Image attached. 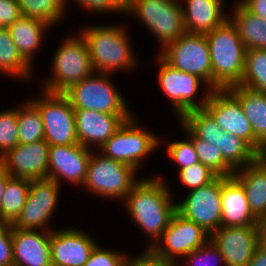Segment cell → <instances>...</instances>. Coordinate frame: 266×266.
I'll return each instance as SVG.
<instances>
[{"mask_svg": "<svg viewBox=\"0 0 266 266\" xmlns=\"http://www.w3.org/2000/svg\"><path fill=\"white\" fill-rule=\"evenodd\" d=\"M163 181L159 177L142 178L125 198L124 205L132 219L151 237L153 243H149L148 249L159 240L177 212L170 187Z\"/></svg>", "mask_w": 266, "mask_h": 266, "instance_id": "obj_1", "label": "cell"}, {"mask_svg": "<svg viewBox=\"0 0 266 266\" xmlns=\"http://www.w3.org/2000/svg\"><path fill=\"white\" fill-rule=\"evenodd\" d=\"M212 66V90L228 89L242 80L246 48L236 26L228 18L205 34Z\"/></svg>", "mask_w": 266, "mask_h": 266, "instance_id": "obj_2", "label": "cell"}, {"mask_svg": "<svg viewBox=\"0 0 266 266\" xmlns=\"http://www.w3.org/2000/svg\"><path fill=\"white\" fill-rule=\"evenodd\" d=\"M81 35L87 43L95 72L111 74L116 70L135 67L136 59L130 47L127 31L123 27H87Z\"/></svg>", "mask_w": 266, "mask_h": 266, "instance_id": "obj_3", "label": "cell"}, {"mask_svg": "<svg viewBox=\"0 0 266 266\" xmlns=\"http://www.w3.org/2000/svg\"><path fill=\"white\" fill-rule=\"evenodd\" d=\"M61 43L52 61L53 77L43 83V91L64 93L72 85L95 73L87 43L81 34L73 38L70 36Z\"/></svg>", "mask_w": 266, "mask_h": 266, "instance_id": "obj_4", "label": "cell"}, {"mask_svg": "<svg viewBox=\"0 0 266 266\" xmlns=\"http://www.w3.org/2000/svg\"><path fill=\"white\" fill-rule=\"evenodd\" d=\"M110 74H92L72 85L63 94L74 110H94L111 115H131L122 94L114 87Z\"/></svg>", "mask_w": 266, "mask_h": 266, "instance_id": "obj_5", "label": "cell"}, {"mask_svg": "<svg viewBox=\"0 0 266 266\" xmlns=\"http://www.w3.org/2000/svg\"><path fill=\"white\" fill-rule=\"evenodd\" d=\"M137 16L165 48L187 33L177 0H127L126 12Z\"/></svg>", "mask_w": 266, "mask_h": 266, "instance_id": "obj_6", "label": "cell"}, {"mask_svg": "<svg viewBox=\"0 0 266 266\" xmlns=\"http://www.w3.org/2000/svg\"><path fill=\"white\" fill-rule=\"evenodd\" d=\"M136 170L133 166L102 154L100 157L91 155L86 179L83 183L95 195L101 197L119 198L125 200L127 194L140 181L135 178Z\"/></svg>", "mask_w": 266, "mask_h": 266, "instance_id": "obj_7", "label": "cell"}, {"mask_svg": "<svg viewBox=\"0 0 266 266\" xmlns=\"http://www.w3.org/2000/svg\"><path fill=\"white\" fill-rule=\"evenodd\" d=\"M41 99L30 101L38 108L44 127V140L50 145H72L78 143L75 112L63 93L44 91Z\"/></svg>", "mask_w": 266, "mask_h": 266, "instance_id": "obj_8", "label": "cell"}, {"mask_svg": "<svg viewBox=\"0 0 266 266\" xmlns=\"http://www.w3.org/2000/svg\"><path fill=\"white\" fill-rule=\"evenodd\" d=\"M159 55L172 67L200 77L212 89V66L205 34L185 33Z\"/></svg>", "mask_w": 266, "mask_h": 266, "instance_id": "obj_9", "label": "cell"}, {"mask_svg": "<svg viewBox=\"0 0 266 266\" xmlns=\"http://www.w3.org/2000/svg\"><path fill=\"white\" fill-rule=\"evenodd\" d=\"M133 115L100 148L103 156L133 166L136 170L158 145V138L141 129L134 122Z\"/></svg>", "mask_w": 266, "mask_h": 266, "instance_id": "obj_10", "label": "cell"}, {"mask_svg": "<svg viewBox=\"0 0 266 266\" xmlns=\"http://www.w3.org/2000/svg\"><path fill=\"white\" fill-rule=\"evenodd\" d=\"M209 240L210 234L201 226L176 212L162 236L149 249L158 257L176 263Z\"/></svg>", "mask_w": 266, "mask_h": 266, "instance_id": "obj_11", "label": "cell"}, {"mask_svg": "<svg viewBox=\"0 0 266 266\" xmlns=\"http://www.w3.org/2000/svg\"><path fill=\"white\" fill-rule=\"evenodd\" d=\"M226 176H217L209 184L189 191L177 204V212L201 226L208 234L221 228V191Z\"/></svg>", "mask_w": 266, "mask_h": 266, "instance_id": "obj_12", "label": "cell"}, {"mask_svg": "<svg viewBox=\"0 0 266 266\" xmlns=\"http://www.w3.org/2000/svg\"><path fill=\"white\" fill-rule=\"evenodd\" d=\"M158 58L157 60L160 61L158 82L163 92L172 101L171 104L178 118L180 119L188 111L203 109L212 89L207 87L205 97H202L200 103H196L194 98L203 80L196 75L172 67L160 55Z\"/></svg>", "mask_w": 266, "mask_h": 266, "instance_id": "obj_13", "label": "cell"}, {"mask_svg": "<svg viewBox=\"0 0 266 266\" xmlns=\"http://www.w3.org/2000/svg\"><path fill=\"white\" fill-rule=\"evenodd\" d=\"M59 189L60 185L48 178L30 181L28 196L20 216L11 226L25 230L47 226L59 201Z\"/></svg>", "mask_w": 266, "mask_h": 266, "instance_id": "obj_14", "label": "cell"}, {"mask_svg": "<svg viewBox=\"0 0 266 266\" xmlns=\"http://www.w3.org/2000/svg\"><path fill=\"white\" fill-rule=\"evenodd\" d=\"M222 130L245 140L255 150V137L240 101L228 89L212 90L204 107Z\"/></svg>", "mask_w": 266, "mask_h": 266, "instance_id": "obj_15", "label": "cell"}, {"mask_svg": "<svg viewBox=\"0 0 266 266\" xmlns=\"http://www.w3.org/2000/svg\"><path fill=\"white\" fill-rule=\"evenodd\" d=\"M260 226L221 227L210 235L211 242L220 250L224 266H248L259 245Z\"/></svg>", "mask_w": 266, "mask_h": 266, "instance_id": "obj_16", "label": "cell"}, {"mask_svg": "<svg viewBox=\"0 0 266 266\" xmlns=\"http://www.w3.org/2000/svg\"><path fill=\"white\" fill-rule=\"evenodd\" d=\"M49 146L45 140L18 144L0 158V165L14 178L30 181L46 179Z\"/></svg>", "mask_w": 266, "mask_h": 266, "instance_id": "obj_17", "label": "cell"}, {"mask_svg": "<svg viewBox=\"0 0 266 266\" xmlns=\"http://www.w3.org/2000/svg\"><path fill=\"white\" fill-rule=\"evenodd\" d=\"M92 149L79 143L49 146L48 179L60 185V179L82 186L87 174ZM82 184V185H80Z\"/></svg>", "mask_w": 266, "mask_h": 266, "instance_id": "obj_18", "label": "cell"}, {"mask_svg": "<svg viewBox=\"0 0 266 266\" xmlns=\"http://www.w3.org/2000/svg\"><path fill=\"white\" fill-rule=\"evenodd\" d=\"M98 245L89 234L78 229L50 231L52 266H83Z\"/></svg>", "mask_w": 266, "mask_h": 266, "instance_id": "obj_19", "label": "cell"}, {"mask_svg": "<svg viewBox=\"0 0 266 266\" xmlns=\"http://www.w3.org/2000/svg\"><path fill=\"white\" fill-rule=\"evenodd\" d=\"M50 231L12 227L13 266H52Z\"/></svg>", "mask_w": 266, "mask_h": 266, "instance_id": "obj_20", "label": "cell"}, {"mask_svg": "<svg viewBox=\"0 0 266 266\" xmlns=\"http://www.w3.org/2000/svg\"><path fill=\"white\" fill-rule=\"evenodd\" d=\"M74 112L78 143L88 149H91L92 143L101 148L125 120L132 116L111 115L94 110H74Z\"/></svg>", "mask_w": 266, "mask_h": 266, "instance_id": "obj_21", "label": "cell"}, {"mask_svg": "<svg viewBox=\"0 0 266 266\" xmlns=\"http://www.w3.org/2000/svg\"><path fill=\"white\" fill-rule=\"evenodd\" d=\"M221 227L260 226L261 221L252 213L242 184L234 177L222 182Z\"/></svg>", "mask_w": 266, "mask_h": 266, "instance_id": "obj_22", "label": "cell"}, {"mask_svg": "<svg viewBox=\"0 0 266 266\" xmlns=\"http://www.w3.org/2000/svg\"><path fill=\"white\" fill-rule=\"evenodd\" d=\"M240 101L244 114L251 124L255 137V151L266 155V93L254 91L241 85L228 88Z\"/></svg>", "mask_w": 266, "mask_h": 266, "instance_id": "obj_23", "label": "cell"}, {"mask_svg": "<svg viewBox=\"0 0 266 266\" xmlns=\"http://www.w3.org/2000/svg\"><path fill=\"white\" fill-rule=\"evenodd\" d=\"M233 176L242 184L252 213L266 220V155L234 172Z\"/></svg>", "mask_w": 266, "mask_h": 266, "instance_id": "obj_24", "label": "cell"}, {"mask_svg": "<svg viewBox=\"0 0 266 266\" xmlns=\"http://www.w3.org/2000/svg\"><path fill=\"white\" fill-rule=\"evenodd\" d=\"M185 4L182 12L187 33L206 34L229 18L222 11V0H186Z\"/></svg>", "mask_w": 266, "mask_h": 266, "instance_id": "obj_25", "label": "cell"}, {"mask_svg": "<svg viewBox=\"0 0 266 266\" xmlns=\"http://www.w3.org/2000/svg\"><path fill=\"white\" fill-rule=\"evenodd\" d=\"M49 26L51 27L50 24L43 20L21 16L8 27L14 44L31 65L33 62V53L39 49L43 39L42 35L47 28H50Z\"/></svg>", "mask_w": 266, "mask_h": 266, "instance_id": "obj_26", "label": "cell"}, {"mask_svg": "<svg viewBox=\"0 0 266 266\" xmlns=\"http://www.w3.org/2000/svg\"><path fill=\"white\" fill-rule=\"evenodd\" d=\"M229 19L236 26L245 48L266 50V20L247 11L239 2Z\"/></svg>", "mask_w": 266, "mask_h": 266, "instance_id": "obj_27", "label": "cell"}, {"mask_svg": "<svg viewBox=\"0 0 266 266\" xmlns=\"http://www.w3.org/2000/svg\"><path fill=\"white\" fill-rule=\"evenodd\" d=\"M213 145L220 149L224 161L234 171L253 163L260 156L245 140L224 130L218 134Z\"/></svg>", "mask_w": 266, "mask_h": 266, "instance_id": "obj_28", "label": "cell"}, {"mask_svg": "<svg viewBox=\"0 0 266 266\" xmlns=\"http://www.w3.org/2000/svg\"><path fill=\"white\" fill-rule=\"evenodd\" d=\"M30 180L11 177L0 204V223L12 225L20 216L28 196Z\"/></svg>", "mask_w": 266, "mask_h": 266, "instance_id": "obj_29", "label": "cell"}, {"mask_svg": "<svg viewBox=\"0 0 266 266\" xmlns=\"http://www.w3.org/2000/svg\"><path fill=\"white\" fill-rule=\"evenodd\" d=\"M32 66L14 44L9 30L0 27V72L5 75L28 79Z\"/></svg>", "mask_w": 266, "mask_h": 266, "instance_id": "obj_30", "label": "cell"}, {"mask_svg": "<svg viewBox=\"0 0 266 266\" xmlns=\"http://www.w3.org/2000/svg\"><path fill=\"white\" fill-rule=\"evenodd\" d=\"M19 144H31L44 140V127L38 108L29 100L17 107Z\"/></svg>", "mask_w": 266, "mask_h": 266, "instance_id": "obj_31", "label": "cell"}, {"mask_svg": "<svg viewBox=\"0 0 266 266\" xmlns=\"http://www.w3.org/2000/svg\"><path fill=\"white\" fill-rule=\"evenodd\" d=\"M239 85L266 93L265 49L246 50L244 72Z\"/></svg>", "mask_w": 266, "mask_h": 266, "instance_id": "obj_32", "label": "cell"}, {"mask_svg": "<svg viewBox=\"0 0 266 266\" xmlns=\"http://www.w3.org/2000/svg\"><path fill=\"white\" fill-rule=\"evenodd\" d=\"M181 125H183L184 131L188 133V137L192 140L199 162L208 166L218 176H233L235 171L224 161L218 147L210 142L198 139L182 122Z\"/></svg>", "mask_w": 266, "mask_h": 266, "instance_id": "obj_33", "label": "cell"}, {"mask_svg": "<svg viewBox=\"0 0 266 266\" xmlns=\"http://www.w3.org/2000/svg\"><path fill=\"white\" fill-rule=\"evenodd\" d=\"M18 4L22 16L43 20L51 26L62 19L66 10V0H18Z\"/></svg>", "mask_w": 266, "mask_h": 266, "instance_id": "obj_34", "label": "cell"}, {"mask_svg": "<svg viewBox=\"0 0 266 266\" xmlns=\"http://www.w3.org/2000/svg\"><path fill=\"white\" fill-rule=\"evenodd\" d=\"M181 121L198 139L211 144L215 143L218 134L222 131L213 116L205 108L186 112L180 118Z\"/></svg>", "mask_w": 266, "mask_h": 266, "instance_id": "obj_35", "label": "cell"}, {"mask_svg": "<svg viewBox=\"0 0 266 266\" xmlns=\"http://www.w3.org/2000/svg\"><path fill=\"white\" fill-rule=\"evenodd\" d=\"M18 144L17 109L0 111V158Z\"/></svg>", "mask_w": 266, "mask_h": 266, "instance_id": "obj_36", "label": "cell"}, {"mask_svg": "<svg viewBox=\"0 0 266 266\" xmlns=\"http://www.w3.org/2000/svg\"><path fill=\"white\" fill-rule=\"evenodd\" d=\"M178 176L182 184L189 187L191 191L209 184L218 175L208 166L199 162L179 170Z\"/></svg>", "mask_w": 266, "mask_h": 266, "instance_id": "obj_37", "label": "cell"}, {"mask_svg": "<svg viewBox=\"0 0 266 266\" xmlns=\"http://www.w3.org/2000/svg\"><path fill=\"white\" fill-rule=\"evenodd\" d=\"M184 141L169 142L167 145V154L174 160L175 163L180 167L179 170L199 163L196 150L194 149L192 140L187 137Z\"/></svg>", "mask_w": 266, "mask_h": 266, "instance_id": "obj_38", "label": "cell"}, {"mask_svg": "<svg viewBox=\"0 0 266 266\" xmlns=\"http://www.w3.org/2000/svg\"><path fill=\"white\" fill-rule=\"evenodd\" d=\"M184 258H188L186 261L187 266H213L217 259L218 261L222 262L224 265V258L223 255L220 253V250L209 240L205 245L202 247L192 251ZM211 259L216 260L215 262L211 263ZM217 266V265H214Z\"/></svg>", "mask_w": 266, "mask_h": 266, "instance_id": "obj_39", "label": "cell"}, {"mask_svg": "<svg viewBox=\"0 0 266 266\" xmlns=\"http://www.w3.org/2000/svg\"><path fill=\"white\" fill-rule=\"evenodd\" d=\"M127 255L111 249H101L97 245L83 266H123Z\"/></svg>", "mask_w": 266, "mask_h": 266, "instance_id": "obj_40", "label": "cell"}, {"mask_svg": "<svg viewBox=\"0 0 266 266\" xmlns=\"http://www.w3.org/2000/svg\"><path fill=\"white\" fill-rule=\"evenodd\" d=\"M69 0H66V2ZM82 8L101 12H126V0H75Z\"/></svg>", "mask_w": 266, "mask_h": 266, "instance_id": "obj_41", "label": "cell"}, {"mask_svg": "<svg viewBox=\"0 0 266 266\" xmlns=\"http://www.w3.org/2000/svg\"><path fill=\"white\" fill-rule=\"evenodd\" d=\"M0 266H13L12 226L0 223Z\"/></svg>", "mask_w": 266, "mask_h": 266, "instance_id": "obj_42", "label": "cell"}, {"mask_svg": "<svg viewBox=\"0 0 266 266\" xmlns=\"http://www.w3.org/2000/svg\"><path fill=\"white\" fill-rule=\"evenodd\" d=\"M140 255L133 258L127 256L123 266H178L177 263L166 261L158 257L147 248L145 252Z\"/></svg>", "mask_w": 266, "mask_h": 266, "instance_id": "obj_43", "label": "cell"}, {"mask_svg": "<svg viewBox=\"0 0 266 266\" xmlns=\"http://www.w3.org/2000/svg\"><path fill=\"white\" fill-rule=\"evenodd\" d=\"M21 16L18 0H0V27L8 28Z\"/></svg>", "mask_w": 266, "mask_h": 266, "instance_id": "obj_44", "label": "cell"}, {"mask_svg": "<svg viewBox=\"0 0 266 266\" xmlns=\"http://www.w3.org/2000/svg\"><path fill=\"white\" fill-rule=\"evenodd\" d=\"M239 3L250 13L266 20V0H241Z\"/></svg>", "mask_w": 266, "mask_h": 266, "instance_id": "obj_45", "label": "cell"}, {"mask_svg": "<svg viewBox=\"0 0 266 266\" xmlns=\"http://www.w3.org/2000/svg\"><path fill=\"white\" fill-rule=\"evenodd\" d=\"M248 266H266V250H264L260 245H258L254 250Z\"/></svg>", "mask_w": 266, "mask_h": 266, "instance_id": "obj_46", "label": "cell"}, {"mask_svg": "<svg viewBox=\"0 0 266 266\" xmlns=\"http://www.w3.org/2000/svg\"><path fill=\"white\" fill-rule=\"evenodd\" d=\"M12 176L0 165V204L2 201V196L6 187L7 181Z\"/></svg>", "mask_w": 266, "mask_h": 266, "instance_id": "obj_47", "label": "cell"}, {"mask_svg": "<svg viewBox=\"0 0 266 266\" xmlns=\"http://www.w3.org/2000/svg\"><path fill=\"white\" fill-rule=\"evenodd\" d=\"M259 245L266 250V220L261 221L259 228Z\"/></svg>", "mask_w": 266, "mask_h": 266, "instance_id": "obj_48", "label": "cell"}]
</instances>
